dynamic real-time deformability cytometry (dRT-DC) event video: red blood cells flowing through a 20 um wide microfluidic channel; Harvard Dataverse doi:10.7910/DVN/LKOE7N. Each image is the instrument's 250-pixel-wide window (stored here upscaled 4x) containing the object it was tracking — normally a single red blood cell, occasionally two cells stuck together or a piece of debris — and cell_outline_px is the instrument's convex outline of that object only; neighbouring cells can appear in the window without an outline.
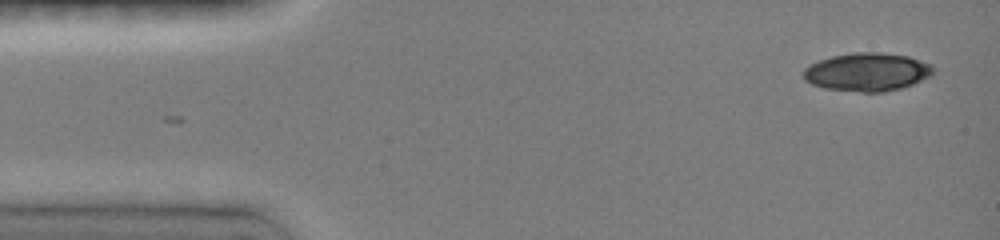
{"species": "common noctule bat (a hibernating species)", "species_latin": "Nyctalus noctula", "temperature_condition": "room temperature", "stored_images_in_passage": 4, "camera_frame_rate_fps": 3000, "um_per_image_px": 0.085, "animal": {"sex": "female", "body_mass_g": 19.0, "forearm_length_mm": 51.5}, "frame": {"image": 1, "passage_image": 4, "time_ms": 1.0, "image_size_px": [1000, 240], "cell_outline_px": [[932, 76], [912, 84], [900, 88], [884, 92], [860, 92], [824, 88], [812, 84], [804, 80], [804, 68], [820, 60], [832, 56], [852, 52], [880, 52], [908, 56], [932, 64]], "centroid_in_image_um": [73.72, 6.12], "position_along_channel_um": 11.3, "area_um2": 28.9}}